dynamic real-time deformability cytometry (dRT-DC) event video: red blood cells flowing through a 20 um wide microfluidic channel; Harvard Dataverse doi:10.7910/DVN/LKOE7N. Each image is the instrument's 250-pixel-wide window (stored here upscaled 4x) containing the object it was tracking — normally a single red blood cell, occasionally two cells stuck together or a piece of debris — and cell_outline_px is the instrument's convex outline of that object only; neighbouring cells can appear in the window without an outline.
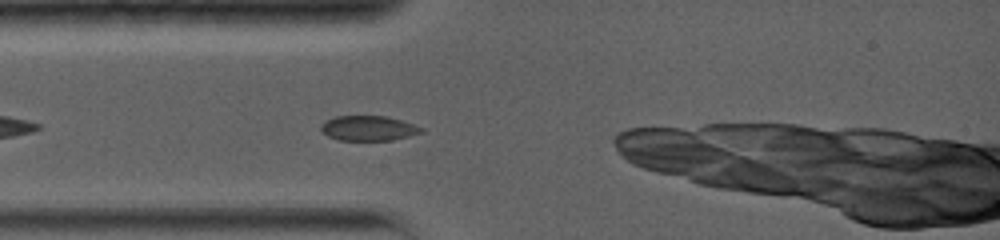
{"species": "common noctule bat (a hibernating species)", "species_latin": "Nyctalus noctula", "temperature_condition": "warm", "stored_images_in_passage": 3, "camera_frame_rate_fps": 5000, "um_per_image_px": 0.085, "animal": {"sex": "female", "body_mass_g": 19.0, "forearm_length_mm": 56.7}, "frame": {"image": 1, "passage_image": 3, "time_ms": 1.4, "image_size_px": [1000, 240], "cell_outline_px": [[424, 132], [392, 140], [336, 140], [320, 132], [320, 124], [324, 120], [336, 116], [388, 116], [424, 128]], "centroid_in_image_um": [31.26, 10.9], "position_along_channel_um": 53.7, "area_um2": 14.74}}